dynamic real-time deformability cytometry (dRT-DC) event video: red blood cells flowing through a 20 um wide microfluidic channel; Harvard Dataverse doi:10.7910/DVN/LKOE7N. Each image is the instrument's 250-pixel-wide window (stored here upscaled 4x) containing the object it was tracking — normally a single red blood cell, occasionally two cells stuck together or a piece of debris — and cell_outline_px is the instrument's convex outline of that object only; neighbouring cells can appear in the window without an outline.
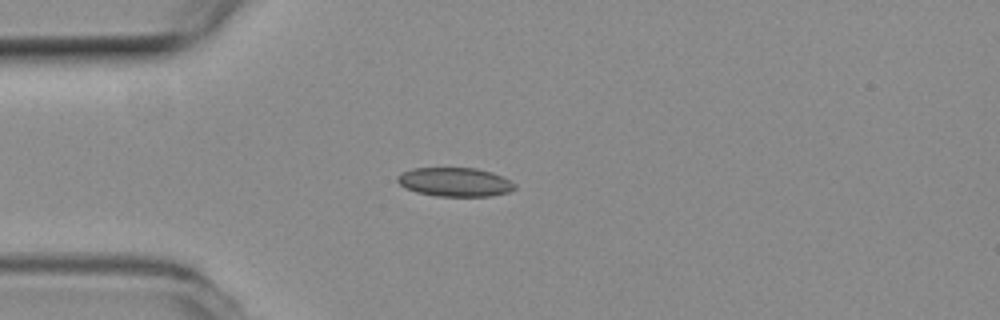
{"species": "common noctule bat (a hibernating species)", "species_latin": "Nyctalus noctula", "temperature_condition": "room temperature", "stored_images_in_passage": 2, "camera_frame_rate_fps": 3000, "um_per_image_px": 0.085, "animal": {"sex": "female", "body_mass_g": 19.3, "forearm_length_mm": 54.1}, "frame": {"image": 1, "passage_image": 1, "time_ms": 0.0, "image_size_px": [1000, 320], "cell_outline_px": [[516, 188], [508, 192], [492, 196], [436, 196], [416, 192], [404, 188], [396, 180], [396, 176], [400, 172], [412, 168], [476, 168], [492, 172], [504, 176], [516, 184]], "centroid_in_image_um": [38.66, 15.47], "position_along_channel_um": 46.3, "area_um2": 20.06}}